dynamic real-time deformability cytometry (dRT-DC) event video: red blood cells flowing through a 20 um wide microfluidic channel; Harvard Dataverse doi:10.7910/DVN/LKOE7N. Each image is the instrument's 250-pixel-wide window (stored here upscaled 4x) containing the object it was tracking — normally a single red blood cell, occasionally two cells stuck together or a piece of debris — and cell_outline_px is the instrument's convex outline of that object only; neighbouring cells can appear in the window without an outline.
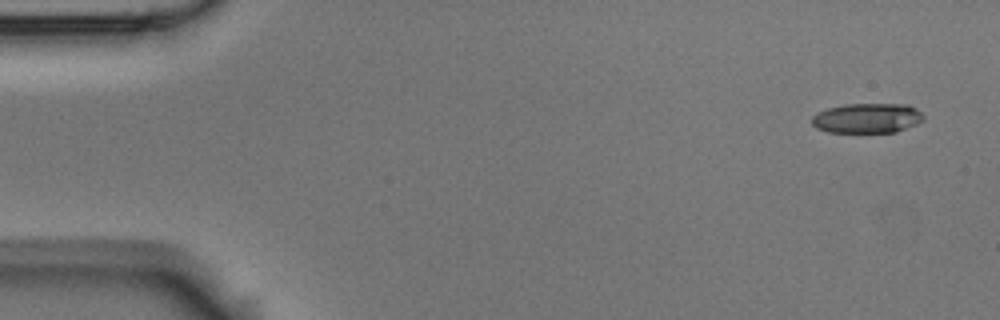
{"species": "Egyptian fruit bat (a non-hibernating species)", "species_latin": "Rousettus aegyptiacus", "temperature_condition": "room temperature", "stored_images_in_passage": 10, "camera_frame_rate_fps": 3000, "um_per_image_px": 0.085, "animal": {"sex": "male"}, "frame": {"image": 1, "passage_image": 1, "time_ms": 0.0, "image_size_px": [1000, 320], "cell_outline_px": [[924, 120], [916, 124], [896, 132], [828, 132], [816, 128], [812, 124], [812, 116], [816, 112], [828, 108], [844, 104], [908, 104], [916, 108], [924, 116]], "centroid_in_image_um": [73.7, 10.04], "position_along_channel_um": 11.3, "area_um2": 19.54}}
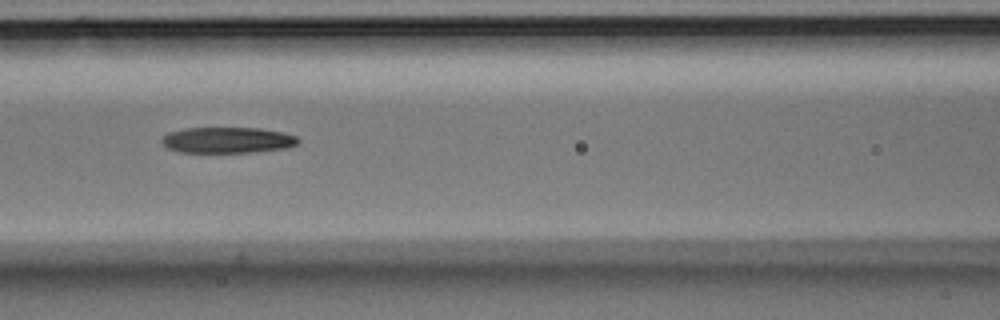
{"frame": {"image": 2, "passage_image": 6, "time_ms": 1.667, "image_size_px": [1000, 320], "cell_outline_px": [[300, 140], [296, 144], [288, 148], [256, 152], [180, 152], [168, 148], [160, 140], [168, 132], [184, 128], [260, 128], [284, 132], [296, 136]], "centroid_in_image_um": [19.36, 11.9], "position_along_channel_um": 147.2, "area_um2": 20.69}}
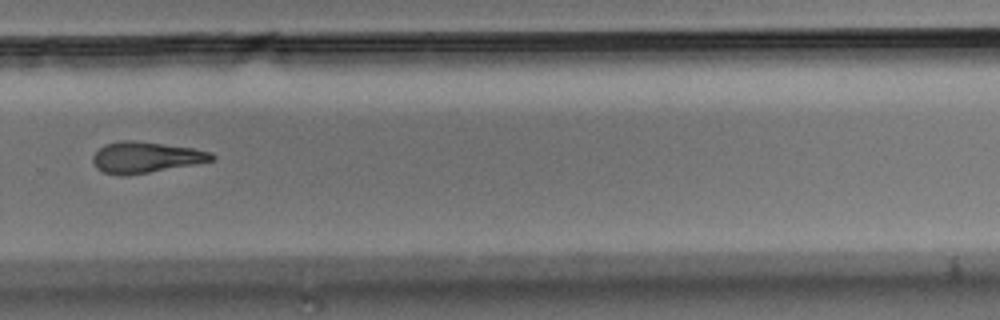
{"frame": {"image": 3, "passage_image": 10, "time_ms": 3.0, "image_size_px": [1000, 320], "cell_outline_px": [[216, 156], [212, 160], [192, 164], [148, 172], [120, 176], [104, 172], [96, 168], [92, 160], [92, 156], [104, 144], [120, 140], [136, 140], [192, 148], [212, 152]], "centroid_in_image_um": [12.33, 13.35], "position_along_channel_um": 317.5, "area_um2": 21.27}}